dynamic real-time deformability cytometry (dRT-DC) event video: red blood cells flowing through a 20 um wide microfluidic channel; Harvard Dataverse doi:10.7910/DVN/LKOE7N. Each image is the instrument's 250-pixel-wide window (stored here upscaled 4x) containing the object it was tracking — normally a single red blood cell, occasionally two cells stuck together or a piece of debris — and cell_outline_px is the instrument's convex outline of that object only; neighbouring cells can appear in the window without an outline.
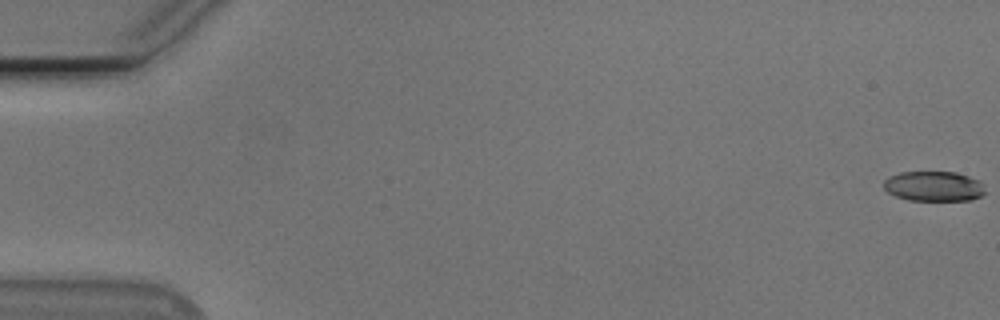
{"species": "Egyptian fruit bat (a non-hibernating species)", "species_latin": "Rousettus aegyptiacus", "temperature_condition": "cold", "stored_images_in_passage": 55, "camera_frame_rate_fps": 3000, "um_per_image_px": 0.085, "animal": {"sex": "male"}, "frame": {"image": 1, "passage_image": 1, "time_ms": 0.0, "image_size_px": [1000, 320], "cell_outline_px": [[984, 192], [980, 196], [972, 200], [908, 200], [896, 196], [888, 192], [884, 188], [884, 180], [888, 176], [900, 172], [956, 172], [980, 180]], "centroid_in_image_um": [79.35, 15.82], "position_along_channel_um": 5.7, "area_um2": 17.69}}
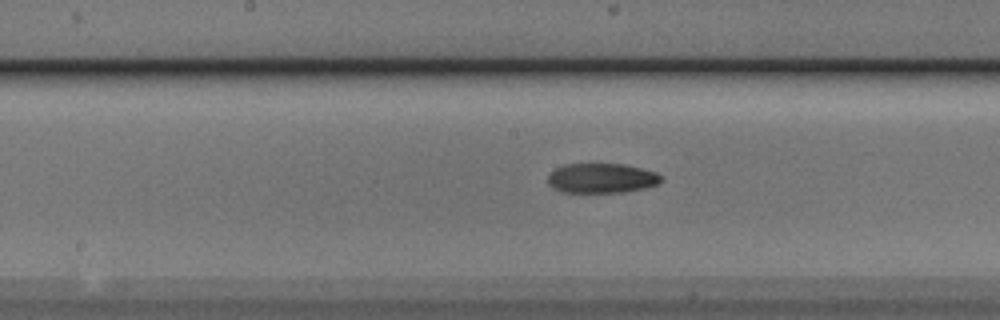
{"frame": {"image": 2, "passage_image": 29, "time_ms": 9.333, "image_size_px": [1000, 320], "cell_outline_px": [[664, 180], [656, 184], [644, 188], [620, 192], [560, 192], [552, 188], [548, 184], [548, 176], [556, 168], [564, 164], [624, 164], [656, 172], [664, 176]], "centroid_in_image_um": [51.14, 15.14], "position_along_channel_um": 197.1, "area_um2": 19.65}}
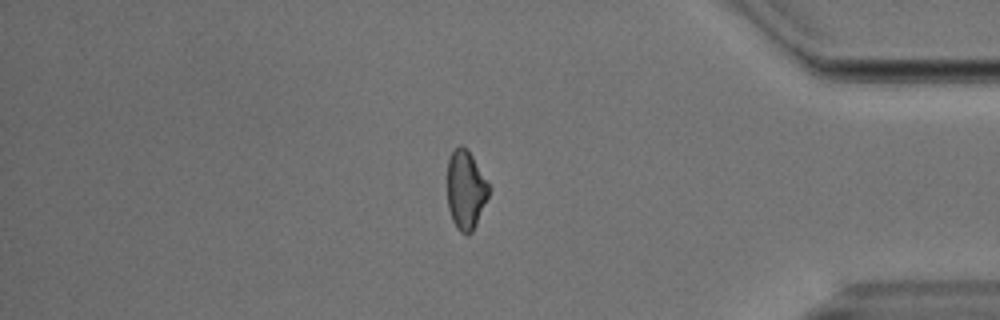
{"frame": {"image": 3, "passage_image": 47, "time_ms": 15.333, "image_size_px": [1000, 320], "cell_outline_px": [[492, 188], [476, 224], [472, 232], [468, 236], [460, 232], [456, 228], [452, 220], [448, 208], [448, 160], [452, 152], [460, 144], [468, 148]], "centroid_in_image_um": [39.61, 16.14], "position_along_channel_um": 395.6, "area_um2": 19.36}}